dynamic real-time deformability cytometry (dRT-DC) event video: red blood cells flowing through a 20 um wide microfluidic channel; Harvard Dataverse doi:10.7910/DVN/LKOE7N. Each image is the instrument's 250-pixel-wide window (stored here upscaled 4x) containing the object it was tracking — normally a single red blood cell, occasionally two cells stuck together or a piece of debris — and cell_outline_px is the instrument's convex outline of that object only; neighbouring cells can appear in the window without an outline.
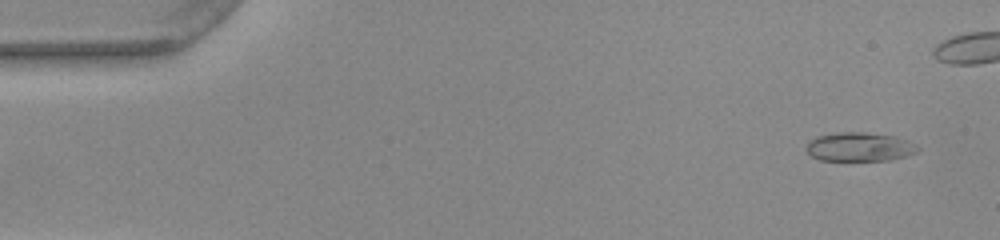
{"species": "common noctule bat (a hibernating species)", "species_latin": "Nyctalus noctula", "temperature_condition": "warm", "stored_images_in_passage": 14, "camera_frame_rate_fps": 3000, "um_per_image_px": 0.085, "animal": {"sex": "female", "body_mass_g": 22.0, "forearm_length_mm": 56.7}, "frame": {"image": 1, "passage_image": 3, "time_ms": 0.667, "image_size_px": [1000, 240], "cell_outline_px": [[920, 148], [916, 152], [908, 156], [892, 160], [820, 160], [812, 156], [804, 148], [808, 140], [816, 136], [836, 132], [864, 132], [896, 136], [908, 140], [916, 144]], "centroid_in_image_um": [73.06, 12.47], "position_along_channel_um": 11.9, "area_um2": 19.07}}